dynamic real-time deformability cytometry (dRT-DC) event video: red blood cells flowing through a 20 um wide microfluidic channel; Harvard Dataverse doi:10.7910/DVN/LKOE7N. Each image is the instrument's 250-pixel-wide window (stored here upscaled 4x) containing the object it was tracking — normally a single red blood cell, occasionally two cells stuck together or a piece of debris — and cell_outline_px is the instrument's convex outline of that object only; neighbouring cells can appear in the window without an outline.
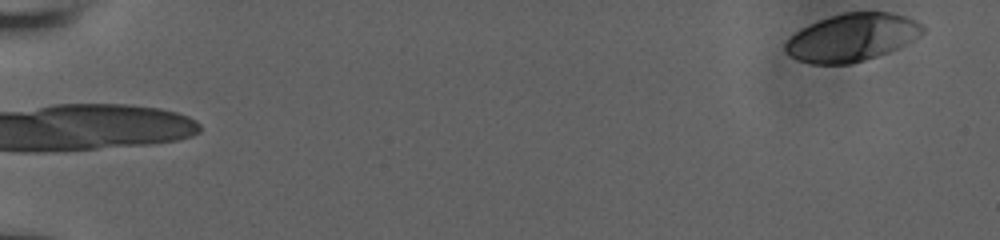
{"species": "human", "species_latin": "Homo sapiens", "temperature_condition": "room temperature", "stored_images_in_passage": 54, "camera_frame_rate_fps": 3000, "um_per_image_px": 0.085, "donor": {"sex": "male"}, "frame": {"image": 1, "passage_image": 1, "time_ms": 0.0, "image_size_px": [1000, 240], "cell_outline_px": [[924, 32], [904, 44], [888, 52], [852, 64], [812, 64], [800, 60], [784, 52], [784, 44], [796, 32], [808, 24], [844, 12], [888, 12], [904, 16], [916, 20], [924, 24]], "centroid_in_image_um": [72.41, 3.18], "position_along_channel_um": 12.6, "area_um2": 37.8}}
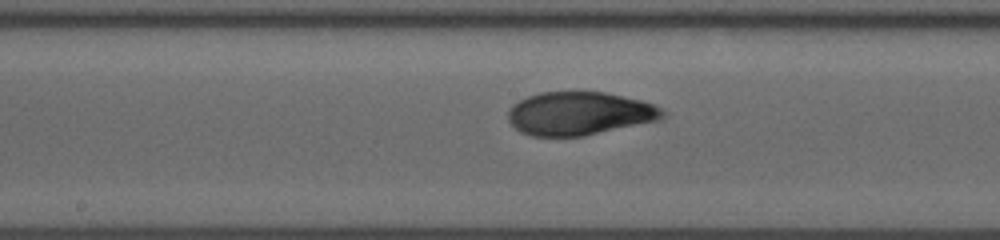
{"frame": {"image": 2, "passage_image": 30, "time_ms": 9.667, "image_size_px": [1000, 240], "cell_outline_px": [[664, 116], [660, 120], [584, 136], [532, 136], [520, 132], [508, 120], [508, 108], [512, 104], [528, 96], [540, 92], [604, 92], [640, 100], [652, 104], [660, 108], [664, 112]], "centroid_in_image_um": [49.22, 9.65], "position_along_channel_um": 199.0, "area_um2": 38.9}}
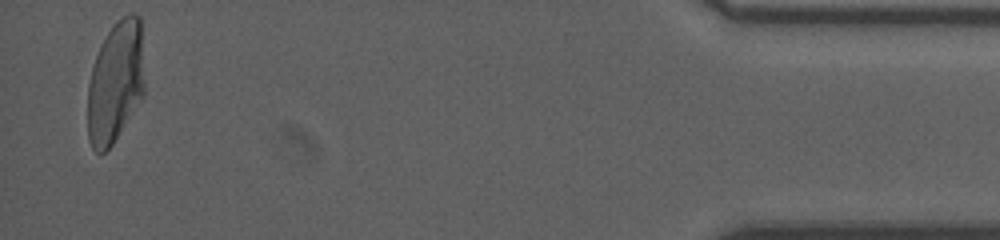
{"frame": {"image": 3, "passage_image": 53, "time_ms": 17.333, "image_size_px": [1000, 240], "cell_outline_px": [[144, 96], [112, 144], [104, 152], [96, 152], [92, 148], [88, 140], [88, 84], [92, 68], [100, 44], [104, 36], [124, 16], [132, 12], [140, 16], [144, 80]], "centroid_in_image_um": [9.82, 7.0], "position_along_channel_um": 425.4, "area_um2": 40.23}, "authors_computed_cell_mechanics": {"area_um2": 38.9283, "velocity_mm_per_s": 3.9199, "shape_relaxation_time_tau1_ms": 6.7566, "shape_relaxation_time_tau2_ms": 1.1242, "deformation_change_tau1": 0.2551, "deformation_change_tau2": 0.0431}}